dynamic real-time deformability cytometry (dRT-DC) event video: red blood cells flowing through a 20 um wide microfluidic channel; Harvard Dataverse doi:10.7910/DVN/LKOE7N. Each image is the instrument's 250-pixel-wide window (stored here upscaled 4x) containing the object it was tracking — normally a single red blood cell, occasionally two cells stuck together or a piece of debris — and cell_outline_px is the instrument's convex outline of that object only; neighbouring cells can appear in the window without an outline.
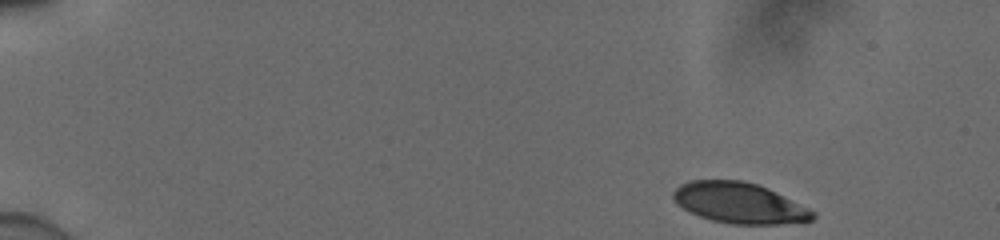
{"species": "human", "species_latin": "Homo sapiens", "temperature_condition": "cold", "stored_images_in_passage": 29, "camera_frame_rate_fps": 3000, "um_per_image_px": 0.085, "donor": {"sex": "male"}, "frame": {"image": 1, "passage_image": 1, "time_ms": 0.0, "image_size_px": [1000, 240], "cell_outline_px": [[816, 216], [812, 220], [804, 224], [732, 224], [712, 220], [700, 216], [676, 204], [672, 196], [672, 192], [680, 184], [692, 180], [744, 180], [768, 188], [816, 212]], "centroid_in_image_um": [62.89, 17.26], "position_along_channel_um": 22.1, "area_um2": 33.29}}
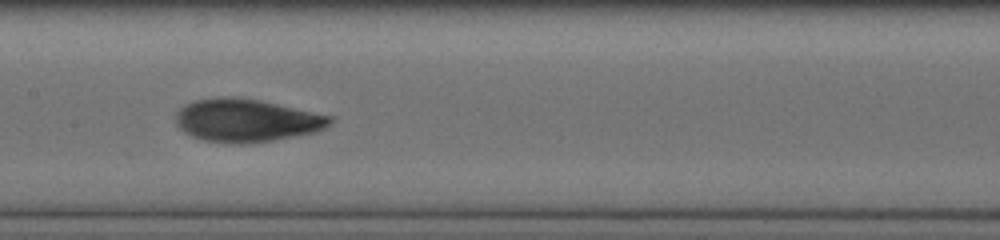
{"frame": {"image": 2, "passage_image": 17, "time_ms": 5.333, "image_size_px": [1000, 240], "cell_outline_px": [[332, 124], [324, 128], [312, 132], [272, 140], [244, 144], [236, 144], [204, 140], [192, 136], [184, 132], [176, 124], [176, 112], [184, 104], [196, 100], [220, 96], [232, 96], [260, 100], [332, 116]], "centroid_in_image_um": [20.91, 10.22], "position_along_channel_um": 186.5, "area_um2": 38.44}}
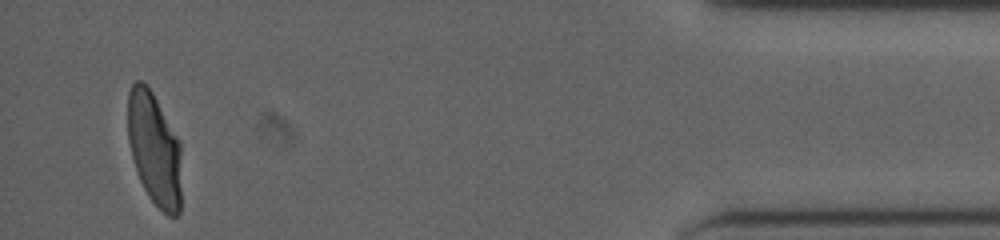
{"frame": {"image": 3, "passage_image": 29, "time_ms": 9.333, "image_size_px": [1000, 240], "cell_outline_px": [[180, 212], [176, 216], [168, 216], [148, 196], [140, 180], [132, 156], [128, 140], [128, 92], [132, 84], [136, 80], [140, 80], [148, 84], [180, 140]], "centroid_in_image_um": [13.12, 12.61], "position_along_channel_um": 422.1, "area_um2": 35.43}}